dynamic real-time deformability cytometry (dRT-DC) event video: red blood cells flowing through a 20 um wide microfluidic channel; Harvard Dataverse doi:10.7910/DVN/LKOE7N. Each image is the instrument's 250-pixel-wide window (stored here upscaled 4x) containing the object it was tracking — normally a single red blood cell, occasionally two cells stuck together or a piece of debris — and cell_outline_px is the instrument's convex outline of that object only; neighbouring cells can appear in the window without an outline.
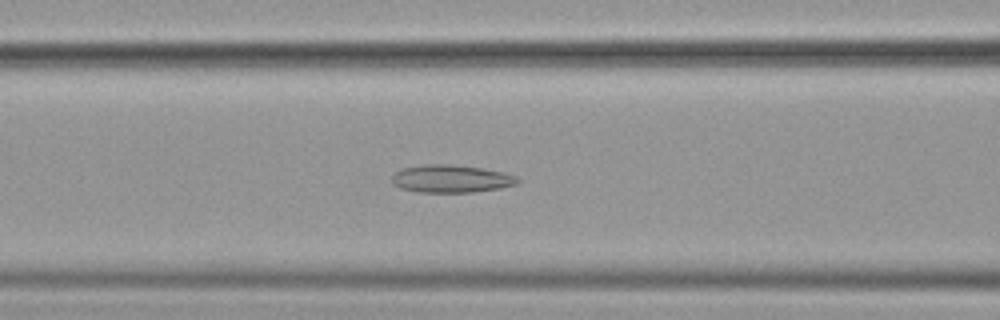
{"species": "common noctule bat (a hibernating species)", "species_latin": "Nyctalus noctula", "temperature_condition": "cold", "stored_images_in_passage": 49, "camera_frame_rate_fps": 3000, "um_per_image_px": 0.085, "animal": {"sex": "female", "body_mass_g": 19.9}, "frame": {"image": 1, "passage_image": 17, "time_ms": 5.333, "image_size_px": [1000, 320], "cell_outline_px": [[520, 180], [516, 184], [500, 188], [472, 192], [420, 192], [400, 188], [392, 184], [392, 176], [396, 172], [404, 168], [424, 164], [448, 164], [480, 168], [500, 172], [516, 176]], "centroid_in_image_um": [38.31, 15.2], "position_along_channel_um": 128.3, "area_um2": 20.06}}
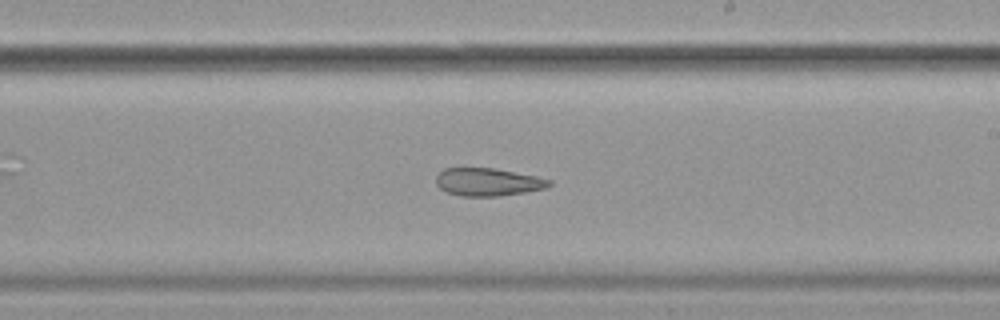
{"frame": {"image": 2, "passage_image": 27, "time_ms": 8.667, "image_size_px": [1000, 320], "cell_outline_px": [[552, 184], [544, 188], [524, 192], [500, 196], [460, 196], [444, 192], [436, 184], [436, 176], [444, 168], [496, 168], [536, 176], [552, 180]], "centroid_in_image_um": [41.45, 15.47], "position_along_channel_um": 247.6, "area_um2": 18.44}}
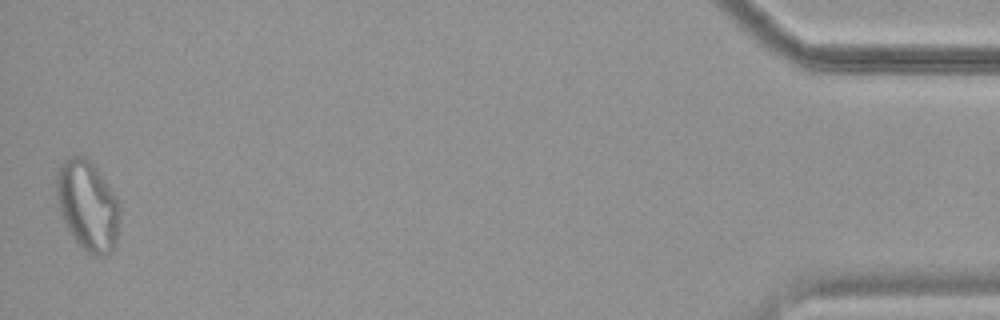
{"frame": {"image": 3, "passage_image": 49, "time_ms": 16.0, "image_size_px": [1000, 320], "cell_outline_px": [[120, 212], [116, 248], [108, 256], [96, 256], [88, 252], [72, 236], [60, 212], [56, 196], [56, 176], [60, 164], [68, 156], [80, 156], [88, 160], [96, 168], [104, 180], [116, 200], [120, 208]], "centroid_in_image_um": [7.45, 17.51], "position_along_channel_um": 427.8, "area_um2": 32.89}}